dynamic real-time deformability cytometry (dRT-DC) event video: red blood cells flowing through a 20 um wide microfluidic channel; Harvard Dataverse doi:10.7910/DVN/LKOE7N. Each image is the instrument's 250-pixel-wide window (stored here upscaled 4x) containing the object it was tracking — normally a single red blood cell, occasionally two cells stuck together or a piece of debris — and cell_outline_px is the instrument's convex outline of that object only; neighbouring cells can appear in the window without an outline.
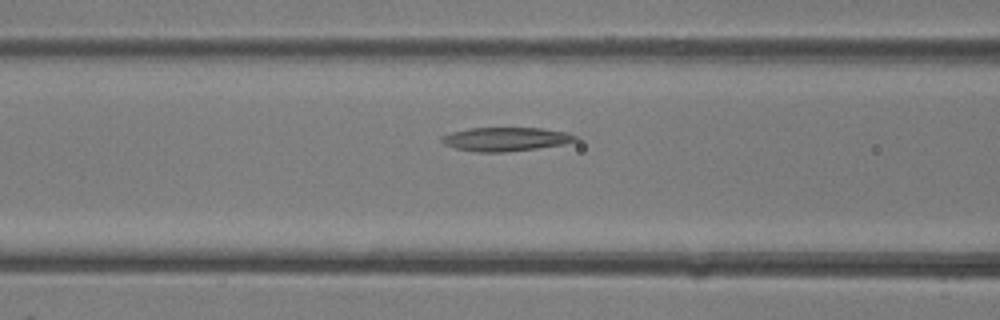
{"species": "common noctule bat (a hibernating species)", "species_latin": "Nyctalus noctula", "temperature_condition": "room temperature", "stored_images_in_passage": 14, "camera_frame_rate_fps": 3000, "um_per_image_px": 0.085, "animal": {"sex": "female"}, "frame": {"image": 1, "passage_image": 10, "time_ms": 3.0, "image_size_px": [1000, 320], "cell_outline_px": [[580, 140], [564, 144], [536, 148], [504, 152], [480, 152], [456, 148], [444, 144], [440, 140], [440, 136], [452, 132], [468, 128], [540, 128], [568, 132], [576, 136]], "centroid_in_image_um": [42.99, 11.82], "position_along_channel_um": 123.6, "area_um2": 18.5}}
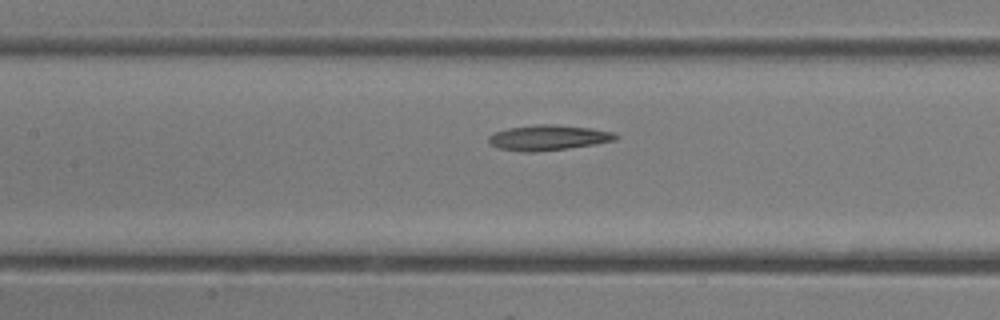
{"frame": {"image": 2, "passage_image": 12, "time_ms": 3.667, "image_size_px": [1000, 320], "cell_outline_px": [[620, 136], [616, 140], [596, 144], [568, 148], [536, 152], [520, 152], [496, 148], [488, 140], [488, 136], [492, 132], [508, 128], [536, 124], [552, 124], [592, 128], [612, 132]], "centroid_in_image_um": [46.58, 11.7], "position_along_channel_um": 160.8, "area_um2": 18.96}}